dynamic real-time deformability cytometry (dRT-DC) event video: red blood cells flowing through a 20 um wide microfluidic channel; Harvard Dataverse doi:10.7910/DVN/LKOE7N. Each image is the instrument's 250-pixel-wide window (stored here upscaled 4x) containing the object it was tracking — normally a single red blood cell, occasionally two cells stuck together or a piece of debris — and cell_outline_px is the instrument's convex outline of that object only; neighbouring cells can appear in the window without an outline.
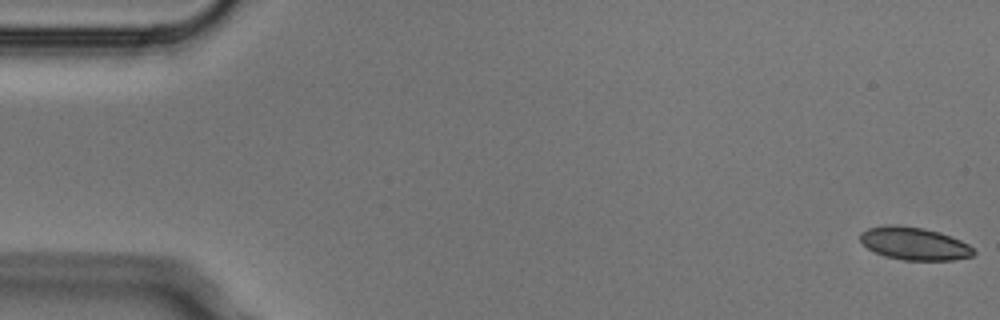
{"species": "Egyptian fruit bat (a non-hibernating species)", "species_latin": "Rousettus aegyptiacus", "temperature_condition": "cold", "stored_images_in_passage": 4, "camera_frame_rate_fps": 3000, "um_per_image_px": 0.085, "animal": {"sex": "male"}, "frame": {"image": 1, "passage_image": 1, "time_ms": 0.0, "image_size_px": [1000, 320], "cell_outline_px": [[976, 252], [972, 256], [952, 260], [904, 260], [888, 256], [876, 252], [868, 248], [860, 240], [860, 232], [868, 228], [924, 228], [940, 232], [960, 240], [968, 244]], "centroid_in_image_um": [77.79, 20.75], "position_along_channel_um": 7.2, "area_um2": 20.63}}